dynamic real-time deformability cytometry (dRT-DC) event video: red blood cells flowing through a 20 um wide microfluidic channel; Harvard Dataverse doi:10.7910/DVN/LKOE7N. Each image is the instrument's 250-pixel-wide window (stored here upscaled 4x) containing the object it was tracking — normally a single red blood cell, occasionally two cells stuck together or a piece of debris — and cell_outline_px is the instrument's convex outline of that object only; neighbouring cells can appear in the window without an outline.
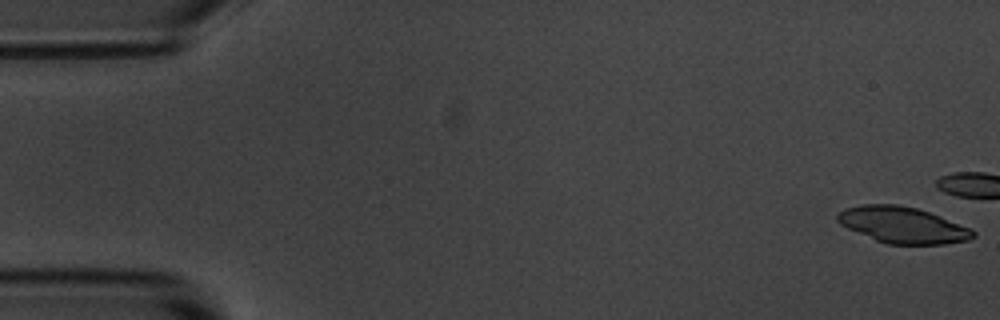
{"species": "common noctule bat (a hibernating species)", "species_latin": "Nyctalus noctula", "temperature_condition": "room temperature", "stored_images_in_passage": 6, "camera_frame_rate_fps": 3000, "um_per_image_px": 0.085, "animal": {"sex": "male", "body_mass_g": 20.1, "forearm_length_mm": 53.5}, "frame": {"image": 1, "passage_image": 1, "time_ms": 0.0, "image_size_px": [1000, 320], "cell_outline_px": [[976, 236], [968, 240], [944, 244], [888, 244], [876, 240], [848, 228], [840, 224], [836, 220], [836, 216], [844, 208], [864, 204], [900, 204], [916, 208], [940, 216], [972, 228], [976, 232]], "centroid_in_image_um": [76.75, 19.12], "position_along_channel_um": 8.3, "area_um2": 28.61}}
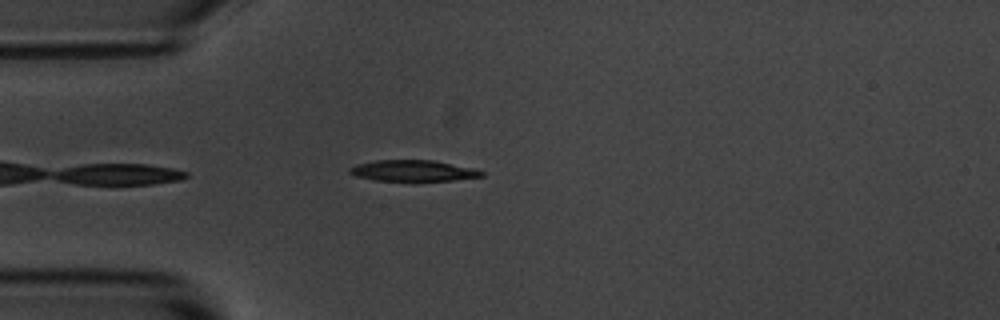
{"frame": {"image": 2, "passage_image": 5, "time_ms": 5.667, "image_size_px": [1000, 320], "cell_outline_px": [[484, 176], [452, 180], [412, 184], [372, 180], [356, 176], [348, 172], [348, 168], [356, 164], [376, 160], [432, 160], [472, 168], [484, 172]], "centroid_in_image_um": [35.05, 14.56], "position_along_channel_um": 49.9, "area_um2": 17.11}}